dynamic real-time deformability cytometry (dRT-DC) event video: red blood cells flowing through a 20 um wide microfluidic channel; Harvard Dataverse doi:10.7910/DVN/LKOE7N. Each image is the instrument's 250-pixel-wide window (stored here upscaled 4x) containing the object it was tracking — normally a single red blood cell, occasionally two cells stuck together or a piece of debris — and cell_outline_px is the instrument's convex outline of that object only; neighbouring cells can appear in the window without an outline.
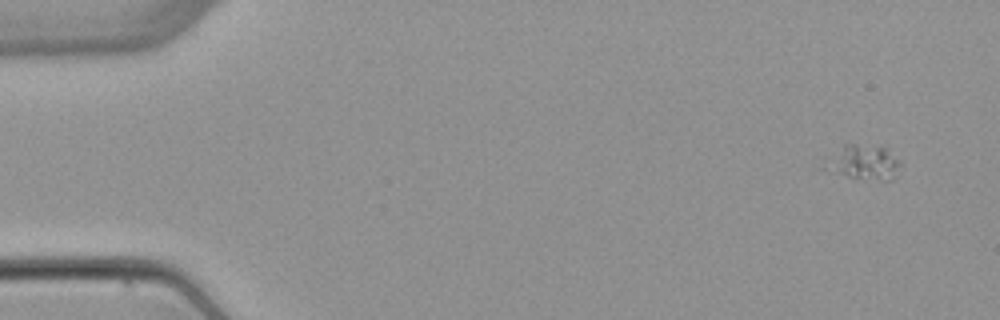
{"species": "common noctule bat (a hibernating species)", "species_latin": "Nyctalus noctula", "temperature_condition": "warm", "stored_images_in_passage": 5, "camera_frame_rate_fps": 3000, "um_per_image_px": 0.085, "animal": {"sex": "female", "body_mass_g": 22.7, "forearm_length_mm": 54.2}, "frame": {"image": 1, "passage_image": 1, "time_ms": 0.0, "image_size_px": [1000, 320], "cell_outline_px": [[900, 164], [892, 180], [880, 180], [848, 176], [840, 172], [836, 168], [844, 144], [884, 144], [900, 160]], "centroid_in_image_um": [73.8, 13.75], "position_along_channel_um": 11.2, "area_um2": 13.47}}
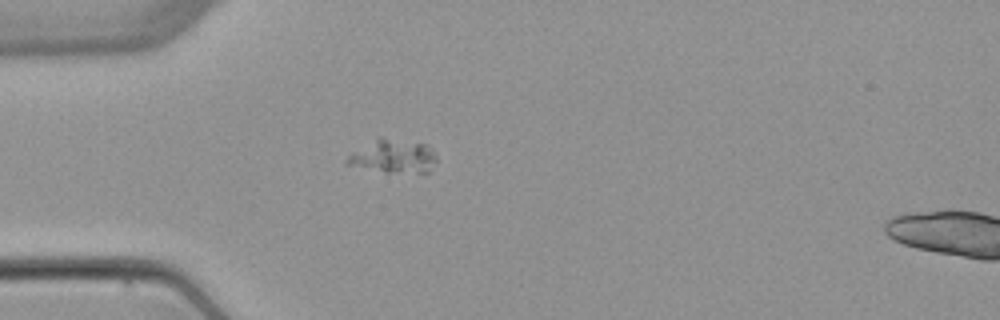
{"frame": {"image": 2, "passage_image": 4, "time_ms": 4.0, "image_size_px": [1000, 320], "cell_outline_px": [[436, 160], [428, 172], [384, 172], [344, 164], [344, 160], [352, 152], [376, 136], [380, 136], [428, 144], [432, 148], [436, 156]], "centroid_in_image_um": [33.39, 13.25], "position_along_channel_um": 51.6, "area_um2": 17.74}}